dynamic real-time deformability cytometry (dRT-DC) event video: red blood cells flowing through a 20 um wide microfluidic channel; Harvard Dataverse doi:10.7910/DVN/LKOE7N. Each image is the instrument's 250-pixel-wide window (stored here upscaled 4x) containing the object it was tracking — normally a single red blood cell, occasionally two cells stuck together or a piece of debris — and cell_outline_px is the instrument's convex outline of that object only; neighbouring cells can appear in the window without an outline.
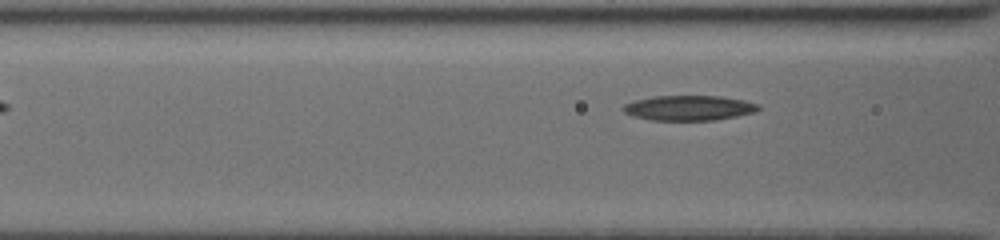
{"species": "common noctule bat (a hibernating species)", "species_latin": "Nyctalus noctula", "temperature_condition": "cold", "stored_images_in_passage": 5, "segment_of_instrument_passage": [2, 2], "camera_frame_rate_fps": 3000, "um_per_image_px": 0.085, "animal": {"sex": "female", "body_mass_g": 19.5, "forearm_length_mm": 54.1}, "frame": {"image": 1, "passage_image": 5, "time_ms": 1.333, "image_size_px": [1000, 240], "cell_outline_px": [[760, 108], [756, 112], [716, 120], [652, 120], [632, 116], [624, 112], [620, 108], [624, 104], [636, 100], [652, 96], [720, 96], [744, 100], [760, 104]], "centroid_in_image_um": [58.56, 9.17], "position_along_channel_um": 108.0, "area_um2": 19.83}}